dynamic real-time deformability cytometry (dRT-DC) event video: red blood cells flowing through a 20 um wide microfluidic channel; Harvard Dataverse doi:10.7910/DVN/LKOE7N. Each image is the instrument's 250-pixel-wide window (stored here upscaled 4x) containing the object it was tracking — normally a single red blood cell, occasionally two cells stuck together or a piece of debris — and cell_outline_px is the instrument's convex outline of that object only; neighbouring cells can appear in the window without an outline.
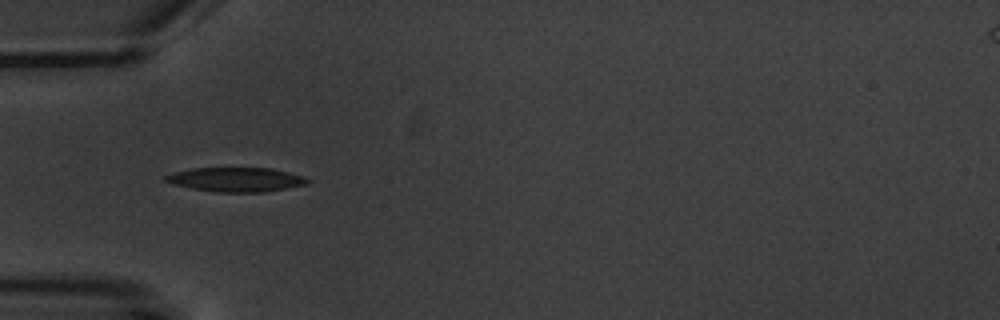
{"species": "common noctule bat (a hibernating species)", "species_latin": "Nyctalus noctula", "temperature_condition": "warm", "stored_images_in_passage": 5, "camera_frame_rate_fps": 3000, "um_per_image_px": 0.085, "animal": {"sex": "male", "body_mass_g": 20.1, "forearm_length_mm": 53.5}, "frame": {"image": 1, "passage_image": 4, "time_ms": 3.333, "image_size_px": [1000, 320], "cell_outline_px": [[312, 180], [304, 184], [264, 192], [216, 192], [192, 188], [172, 184], [164, 180], [164, 176], [176, 172], [192, 168], [272, 168], [304, 176]], "centroid_in_image_um": [20.05, 15.26], "position_along_channel_um": 64.9, "area_um2": 19.88}}